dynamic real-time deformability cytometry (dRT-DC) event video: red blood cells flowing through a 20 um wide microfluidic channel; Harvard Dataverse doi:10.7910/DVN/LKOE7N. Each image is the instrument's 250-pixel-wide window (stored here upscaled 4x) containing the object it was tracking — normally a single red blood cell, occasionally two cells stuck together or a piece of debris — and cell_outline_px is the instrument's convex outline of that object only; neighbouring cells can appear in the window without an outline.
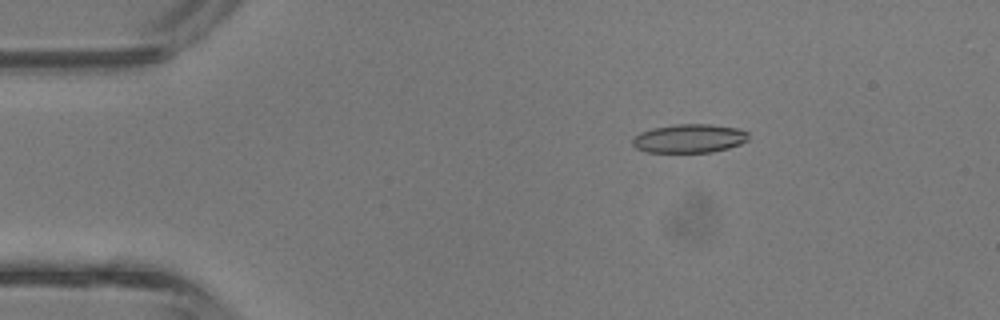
{"species": "common noctule bat (a hibernating species)", "species_latin": "Nyctalus noctula", "temperature_condition": "room temperature", "stored_images_in_passage": 42, "camera_frame_rate_fps": 3000, "um_per_image_px": 0.085, "animal": {"sex": "male", "body_mass_g": 13.3}, "frame": {"image": 1, "passage_image": 7, "time_ms": 2.0, "image_size_px": [1000, 320], "cell_outline_px": [[748, 140], [740, 144], [728, 148], [712, 152], [644, 152], [636, 148], [632, 144], [632, 140], [640, 132], [652, 128], [676, 124], [708, 124], [736, 128], [748, 132]], "centroid_in_image_um": [58.57, 11.77], "position_along_channel_um": 26.4, "area_um2": 19.36}}
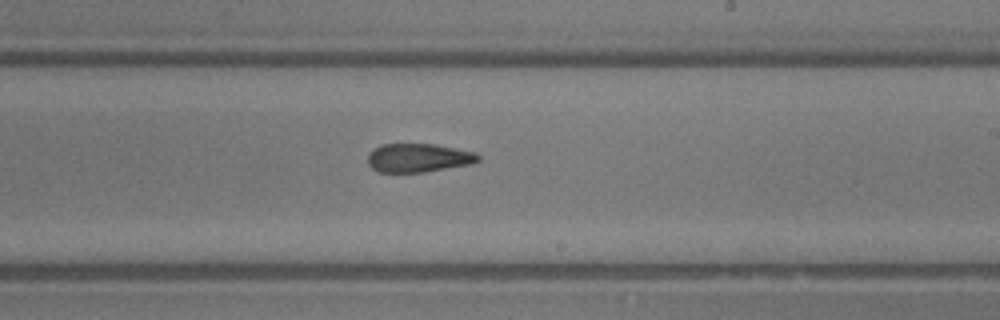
{"frame": {"image": 2, "passage_image": 25, "time_ms": 8.0, "image_size_px": [1000, 320], "cell_outline_px": [[480, 160], [472, 164], [424, 172], [380, 172], [372, 168], [368, 164], [368, 152], [380, 144], [436, 144], [476, 152], [480, 156]], "centroid_in_image_um": [35.58, 13.41], "position_along_channel_um": 253.4, "area_um2": 18.61}}
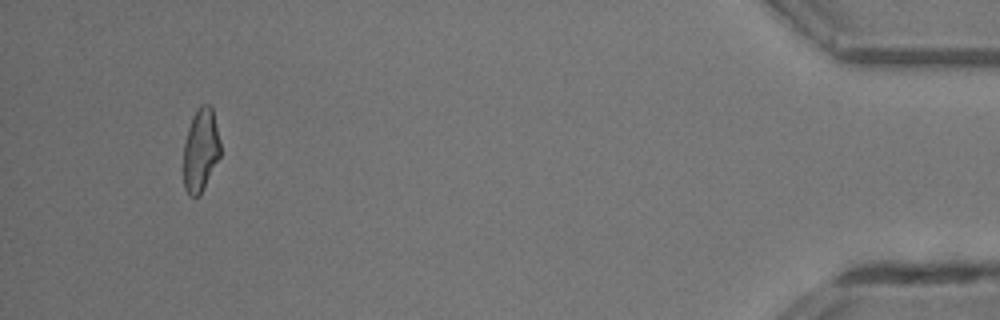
{"frame": {"image": 3, "passage_image": 40, "time_ms": 13.0, "image_size_px": [1000, 320], "cell_outline_px": [[220, 156], [200, 196], [188, 196], [184, 188], [184, 144], [188, 128], [196, 108], [200, 104], [212, 104], [220, 140]], "centroid_in_image_um": [17.06, 12.73], "position_along_channel_um": 418.1, "area_um2": 18.09}}